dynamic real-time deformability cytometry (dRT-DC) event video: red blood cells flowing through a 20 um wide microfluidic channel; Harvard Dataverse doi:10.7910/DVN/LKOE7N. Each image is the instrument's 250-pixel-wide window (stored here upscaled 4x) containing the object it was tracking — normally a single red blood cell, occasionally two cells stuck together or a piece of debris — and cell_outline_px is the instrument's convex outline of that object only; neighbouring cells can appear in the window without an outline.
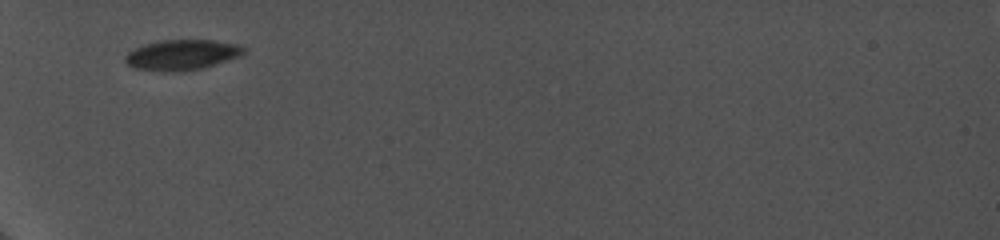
{"species": "common noctule bat (a hibernating species)", "species_latin": "Nyctalus noctula", "temperature_condition": "cold", "stored_images_in_passage": 5, "camera_frame_rate_fps": 5000, "um_per_image_px": 0.085, "animal": {"sex": "female", "body_mass_g": 19.0, "forearm_length_mm": 56.7}, "frame": {"image": 1, "passage_image": 1, "time_ms": 0.0, "image_size_px": [1000, 240], "cell_outline_px": [[248, 48], [240, 56], [228, 60], [200, 68], [184, 72], [160, 72], [132, 68], [124, 60], [124, 56], [132, 48], [144, 44], [160, 40], [212, 40], [240, 44]], "centroid_in_image_um": [15.43, 4.66], "position_along_channel_um": 69.6, "area_um2": 21.39}}